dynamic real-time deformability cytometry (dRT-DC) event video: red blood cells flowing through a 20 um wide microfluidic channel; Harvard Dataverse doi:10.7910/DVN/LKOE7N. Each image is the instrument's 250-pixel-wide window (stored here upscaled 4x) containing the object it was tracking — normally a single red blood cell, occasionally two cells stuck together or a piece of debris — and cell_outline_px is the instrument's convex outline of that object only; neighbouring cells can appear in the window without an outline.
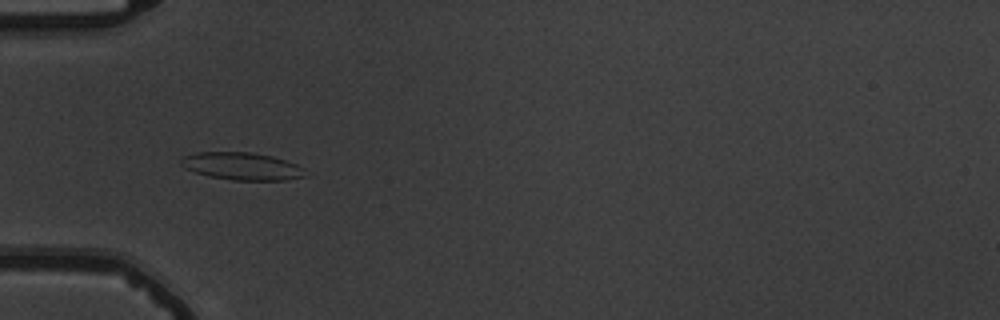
{"species": "common noctule bat (a hibernating species)", "species_latin": "Nyctalus noctula", "temperature_condition": "warm", "stored_images_in_passage": 45, "camera_frame_rate_fps": 3000, "um_per_image_px": 0.085, "animal": {"sex": "male", "body_mass_g": 19.5, "forearm_length_mm": 54.6}, "frame": {"image": 1, "passage_image": 12, "time_ms": 3.667, "image_size_px": [1000, 320], "cell_outline_px": [[308, 176], [284, 180], [232, 180], [208, 176], [184, 168], [180, 164], [180, 160], [184, 156], [196, 152], [252, 152], [272, 156], [296, 164], [304, 168]], "centroid_in_image_um": [20.57, 14.13], "position_along_channel_um": 64.4, "area_um2": 20.0}}
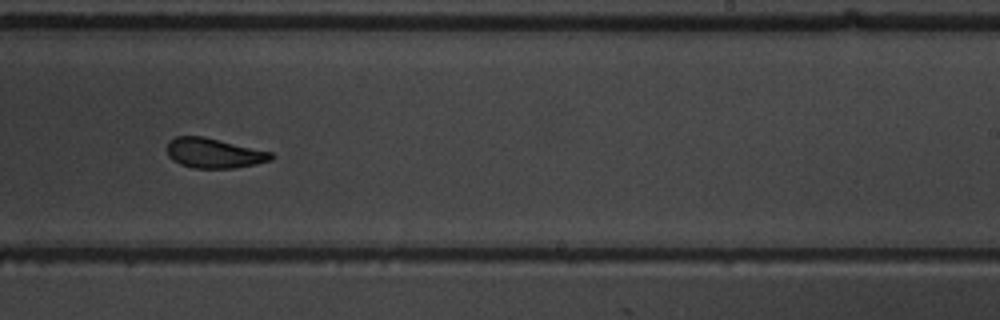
{"frame": {"image": 2, "passage_image": 29, "time_ms": 9.333, "image_size_px": [1000, 320], "cell_outline_px": [[276, 156], [272, 160], [256, 164], [236, 168], [192, 168], [180, 164], [172, 160], [168, 156], [168, 140], [176, 136], [204, 136], [272, 152]], "centroid_in_image_um": [18.2, 13.02], "position_along_channel_um": 270.8, "area_um2": 18.32}}
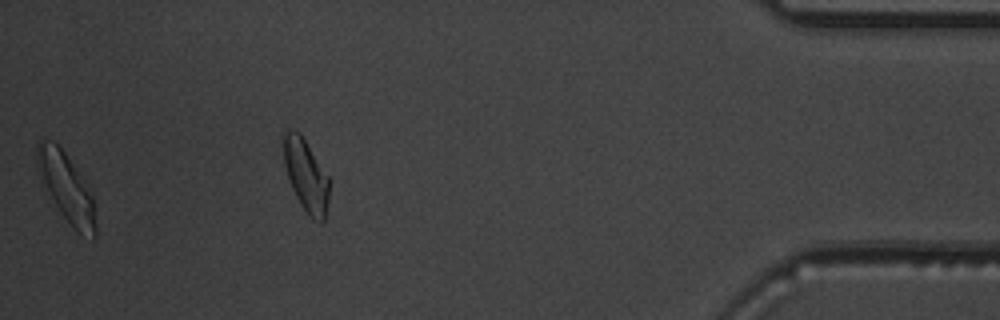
{"frame": {"image": 3, "passage_image": 44, "time_ms": 14.333, "image_size_px": [1000, 320], "cell_outline_px": [[96, 236], [92, 240], [80, 236], [72, 228], [56, 204], [36, 164], [36, 144], [40, 136], [44, 136], [52, 140], [64, 152], [84, 180], [92, 196], [96, 224]], "centroid_in_image_um": [5.66, 15.94], "position_along_channel_um": 429.5, "area_um2": 22.95}, "authors_computed_cell_mechanics": {"area_um2": 19.2474, "velocity_mm_per_s": 3.6938, "shape_relaxation_time_tau1_ms": 6.3295, "shape_relaxation_time_tau2_ms": 1.8222, "deformation_change_tau1": 0.1783, "deformation_change_tau2": 0.0736}}